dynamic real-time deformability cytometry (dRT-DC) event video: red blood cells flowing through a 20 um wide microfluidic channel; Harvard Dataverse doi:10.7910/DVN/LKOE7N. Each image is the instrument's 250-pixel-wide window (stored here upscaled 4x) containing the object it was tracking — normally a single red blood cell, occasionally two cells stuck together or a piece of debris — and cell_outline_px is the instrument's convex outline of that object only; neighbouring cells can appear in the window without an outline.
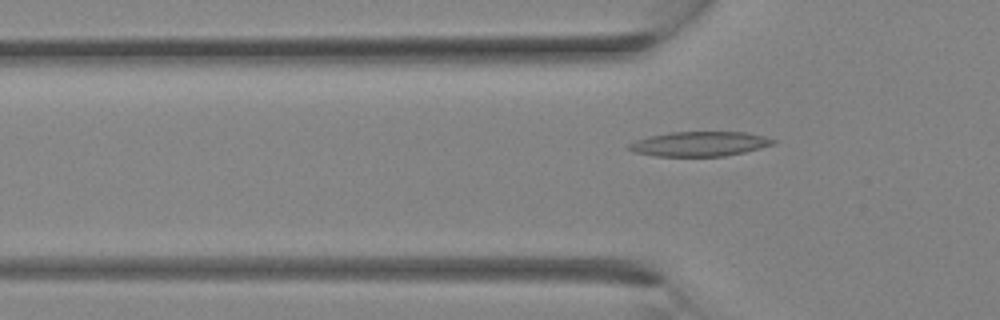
{"species": "Egyptian fruit bat (a non-hibernating species)", "species_latin": "Rousettus aegyptiacus", "temperature_condition": "room temperature", "stored_images_in_passage": 4, "camera_frame_rate_fps": 3000, "um_per_image_px": 0.085, "animal": {"sex": "female"}, "frame": {"image": 1, "passage_image": 4, "time_ms": 4.333, "image_size_px": [1000, 320], "cell_outline_px": [[776, 144], [744, 152], [724, 156], [656, 156], [632, 152], [624, 148], [628, 144], [636, 140], [648, 136], [672, 132], [748, 132], [764, 136], [776, 140]], "centroid_in_image_um": [59.44, 12.23], "position_along_channel_um": 66.4, "area_um2": 20.92}}